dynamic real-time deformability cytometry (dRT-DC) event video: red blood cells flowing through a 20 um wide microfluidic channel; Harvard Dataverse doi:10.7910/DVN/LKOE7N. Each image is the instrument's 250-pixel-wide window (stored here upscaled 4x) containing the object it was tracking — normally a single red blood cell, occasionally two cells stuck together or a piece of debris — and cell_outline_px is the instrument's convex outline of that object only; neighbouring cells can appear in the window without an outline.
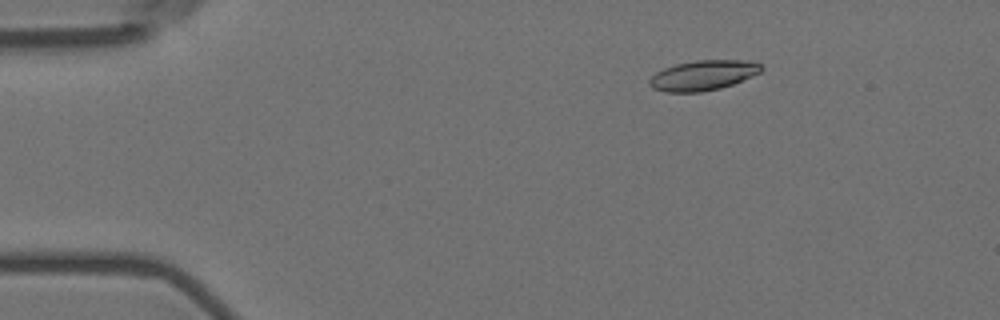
{"species": "Egyptian fruit bat (a non-hibernating species)", "species_latin": "Rousettus aegyptiacus", "temperature_condition": "room temperature", "stored_images_in_passage": 49, "camera_frame_rate_fps": 3000, "um_per_image_px": 0.085, "animal": {"sex": "female"}, "frame": {"image": 1, "passage_image": 1, "time_ms": 0.0, "image_size_px": [1000, 320], "cell_outline_px": [[764, 68], [760, 72], [752, 76], [732, 84], [720, 88], [700, 92], [664, 92], [652, 88], [648, 84], [648, 80], [656, 72], [664, 68], [676, 64], [696, 60], [748, 60], [760, 64]], "centroid_in_image_um": [59.74, 6.4], "position_along_channel_um": 25.3, "area_um2": 19.59}}
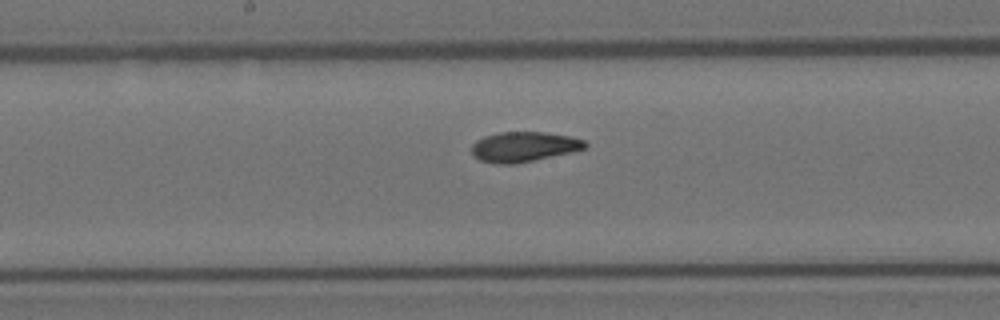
{"frame": {"image": 2, "passage_image": 22, "time_ms": 7.0, "image_size_px": [1000, 320], "cell_outline_px": [[588, 148], [572, 152], [516, 164], [496, 164], [480, 160], [472, 152], [472, 144], [476, 140], [484, 136], [500, 132], [544, 132], [568, 136], [584, 140], [588, 144]], "centroid_in_image_um": [44.54, 12.48], "position_along_channel_um": 203.7, "area_um2": 19.88}}
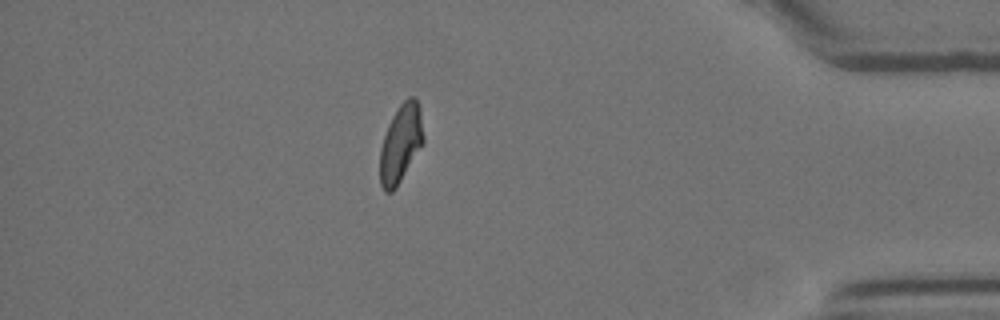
{"frame": {"image": 3, "passage_image": 42, "time_ms": 13.667, "image_size_px": [1000, 320], "cell_outline_px": [[424, 144], [396, 188], [392, 192], [384, 192], [380, 184], [380, 148], [388, 124], [392, 116], [400, 104], [408, 96], [416, 96], [420, 108], [424, 136]], "centroid_in_image_um": [34.08, 12.19], "position_along_channel_um": 401.1, "area_um2": 20.11}, "authors_computed_cell_mechanics": {"area_um2": 19.8254, "velocity_mm_per_s": 3.5582, "shape_relaxation_time_tau1_ms": 6.8694, "shape_relaxation_time_tau2_ms": 2.9547, "deformation_change_tau1": 0.1708, "deformation_change_tau2": 0.0777}}